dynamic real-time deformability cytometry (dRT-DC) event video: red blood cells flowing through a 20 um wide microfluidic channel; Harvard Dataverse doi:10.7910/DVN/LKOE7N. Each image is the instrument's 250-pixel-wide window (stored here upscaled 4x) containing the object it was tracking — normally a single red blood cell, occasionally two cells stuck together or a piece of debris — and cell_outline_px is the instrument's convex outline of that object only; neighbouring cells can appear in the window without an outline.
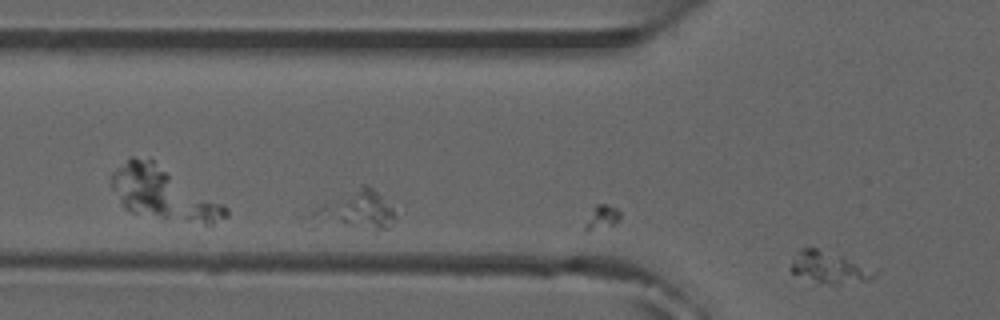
{"species": "common noctule bat (a hibernating species)", "species_latin": "Nyctalus noctula", "temperature_condition": "room temperature", "stored_images_in_passage": 4, "camera_frame_rate_fps": 3000, "um_per_image_px": 0.085, "animal": {"sex": "male", "forearm_length_mm": 52.5}, "frame": {"image": 1, "passage_image": 4, "time_ms": 1.0, "image_size_px": [1000, 320], "cell_outline_px": [[880, 272], [872, 280], [832, 284], [828, 284], [792, 272], [788, 268], [792, 260], [800, 248], [816, 248], [880, 268]], "centroid_in_image_um": [70.62, 22.72], "position_along_channel_um": 55.2, "area_um2": 15.49}}